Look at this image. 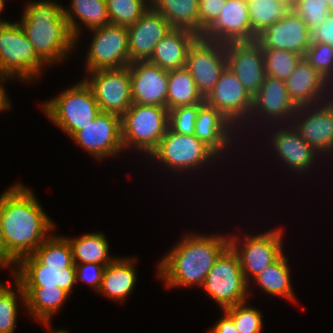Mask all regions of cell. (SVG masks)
I'll use <instances>...</instances> for the list:
<instances>
[{
	"instance_id": "1",
	"label": "cell",
	"mask_w": 333,
	"mask_h": 333,
	"mask_svg": "<svg viewBox=\"0 0 333 333\" xmlns=\"http://www.w3.org/2000/svg\"><path fill=\"white\" fill-rule=\"evenodd\" d=\"M41 206L33 192L20 182L0 195L5 261L12 269L53 233L55 224Z\"/></svg>"
},
{
	"instance_id": "2",
	"label": "cell",
	"mask_w": 333,
	"mask_h": 333,
	"mask_svg": "<svg viewBox=\"0 0 333 333\" xmlns=\"http://www.w3.org/2000/svg\"><path fill=\"white\" fill-rule=\"evenodd\" d=\"M164 255L157 275L165 286L201 288L215 261L230 246V237L189 233Z\"/></svg>"
},
{
	"instance_id": "3",
	"label": "cell",
	"mask_w": 333,
	"mask_h": 333,
	"mask_svg": "<svg viewBox=\"0 0 333 333\" xmlns=\"http://www.w3.org/2000/svg\"><path fill=\"white\" fill-rule=\"evenodd\" d=\"M57 3L52 0L29 1L18 21L36 54L47 65L62 61L76 46L63 6Z\"/></svg>"
},
{
	"instance_id": "4",
	"label": "cell",
	"mask_w": 333,
	"mask_h": 333,
	"mask_svg": "<svg viewBox=\"0 0 333 333\" xmlns=\"http://www.w3.org/2000/svg\"><path fill=\"white\" fill-rule=\"evenodd\" d=\"M41 107L49 120L69 137L82 130L101 111L91 87L83 79L45 101Z\"/></svg>"
},
{
	"instance_id": "5",
	"label": "cell",
	"mask_w": 333,
	"mask_h": 333,
	"mask_svg": "<svg viewBox=\"0 0 333 333\" xmlns=\"http://www.w3.org/2000/svg\"><path fill=\"white\" fill-rule=\"evenodd\" d=\"M168 126L169 110L166 107L132 103L121 116L124 150L132 146L149 156L159 145Z\"/></svg>"
},
{
	"instance_id": "6",
	"label": "cell",
	"mask_w": 333,
	"mask_h": 333,
	"mask_svg": "<svg viewBox=\"0 0 333 333\" xmlns=\"http://www.w3.org/2000/svg\"><path fill=\"white\" fill-rule=\"evenodd\" d=\"M45 65L18 22L0 23V75L32 83Z\"/></svg>"
},
{
	"instance_id": "7",
	"label": "cell",
	"mask_w": 333,
	"mask_h": 333,
	"mask_svg": "<svg viewBox=\"0 0 333 333\" xmlns=\"http://www.w3.org/2000/svg\"><path fill=\"white\" fill-rule=\"evenodd\" d=\"M202 287L222 311L247 302L249 283L245 280L238 255L230 246L215 261Z\"/></svg>"
},
{
	"instance_id": "8",
	"label": "cell",
	"mask_w": 333,
	"mask_h": 333,
	"mask_svg": "<svg viewBox=\"0 0 333 333\" xmlns=\"http://www.w3.org/2000/svg\"><path fill=\"white\" fill-rule=\"evenodd\" d=\"M171 172L182 173L200 170L213 163L219 156L194 135L177 134L169 128L157 148L149 155ZM218 157V158H216ZM212 160V162H211ZM193 169V170H192Z\"/></svg>"
},
{
	"instance_id": "9",
	"label": "cell",
	"mask_w": 333,
	"mask_h": 333,
	"mask_svg": "<svg viewBox=\"0 0 333 333\" xmlns=\"http://www.w3.org/2000/svg\"><path fill=\"white\" fill-rule=\"evenodd\" d=\"M93 33L86 53V72L123 68L130 64L129 34L126 26L106 24Z\"/></svg>"
},
{
	"instance_id": "10",
	"label": "cell",
	"mask_w": 333,
	"mask_h": 333,
	"mask_svg": "<svg viewBox=\"0 0 333 333\" xmlns=\"http://www.w3.org/2000/svg\"><path fill=\"white\" fill-rule=\"evenodd\" d=\"M282 236L281 227L257 235H246L242 243L235 235L229 236L230 247L238 255L242 272L249 286L251 279L284 254Z\"/></svg>"
},
{
	"instance_id": "11",
	"label": "cell",
	"mask_w": 333,
	"mask_h": 333,
	"mask_svg": "<svg viewBox=\"0 0 333 333\" xmlns=\"http://www.w3.org/2000/svg\"><path fill=\"white\" fill-rule=\"evenodd\" d=\"M227 66L226 44L198 36L191 44L185 67L205 99Z\"/></svg>"
},
{
	"instance_id": "12",
	"label": "cell",
	"mask_w": 333,
	"mask_h": 333,
	"mask_svg": "<svg viewBox=\"0 0 333 333\" xmlns=\"http://www.w3.org/2000/svg\"><path fill=\"white\" fill-rule=\"evenodd\" d=\"M88 73L84 80L91 87L100 110L121 117L133 103L128 66Z\"/></svg>"
},
{
	"instance_id": "13",
	"label": "cell",
	"mask_w": 333,
	"mask_h": 333,
	"mask_svg": "<svg viewBox=\"0 0 333 333\" xmlns=\"http://www.w3.org/2000/svg\"><path fill=\"white\" fill-rule=\"evenodd\" d=\"M204 100L240 128L239 131H242L241 126L248 124L253 109V96L227 66Z\"/></svg>"
},
{
	"instance_id": "14",
	"label": "cell",
	"mask_w": 333,
	"mask_h": 333,
	"mask_svg": "<svg viewBox=\"0 0 333 333\" xmlns=\"http://www.w3.org/2000/svg\"><path fill=\"white\" fill-rule=\"evenodd\" d=\"M291 124L321 156L332 154L333 97L315 105L298 107Z\"/></svg>"
},
{
	"instance_id": "15",
	"label": "cell",
	"mask_w": 333,
	"mask_h": 333,
	"mask_svg": "<svg viewBox=\"0 0 333 333\" xmlns=\"http://www.w3.org/2000/svg\"><path fill=\"white\" fill-rule=\"evenodd\" d=\"M70 138L82 149L103 160L119 154L123 148L121 139V117L100 111L96 118Z\"/></svg>"
},
{
	"instance_id": "16",
	"label": "cell",
	"mask_w": 333,
	"mask_h": 333,
	"mask_svg": "<svg viewBox=\"0 0 333 333\" xmlns=\"http://www.w3.org/2000/svg\"><path fill=\"white\" fill-rule=\"evenodd\" d=\"M262 49H280L295 52L304 57L311 45V30L292 9L276 23L257 36Z\"/></svg>"
},
{
	"instance_id": "17",
	"label": "cell",
	"mask_w": 333,
	"mask_h": 333,
	"mask_svg": "<svg viewBox=\"0 0 333 333\" xmlns=\"http://www.w3.org/2000/svg\"><path fill=\"white\" fill-rule=\"evenodd\" d=\"M297 108L289 96L285 82L266 75L262 86L253 97V109L249 121L259 116L263 118L265 124L268 122L267 126L274 122L276 125L278 123L281 125L283 122L290 124Z\"/></svg>"
},
{
	"instance_id": "18",
	"label": "cell",
	"mask_w": 333,
	"mask_h": 333,
	"mask_svg": "<svg viewBox=\"0 0 333 333\" xmlns=\"http://www.w3.org/2000/svg\"><path fill=\"white\" fill-rule=\"evenodd\" d=\"M226 58L227 67L254 97L266 76L261 46L256 41L226 44Z\"/></svg>"
},
{
	"instance_id": "19",
	"label": "cell",
	"mask_w": 333,
	"mask_h": 333,
	"mask_svg": "<svg viewBox=\"0 0 333 333\" xmlns=\"http://www.w3.org/2000/svg\"><path fill=\"white\" fill-rule=\"evenodd\" d=\"M202 37L223 44L256 41L246 0H226L220 15Z\"/></svg>"
},
{
	"instance_id": "20",
	"label": "cell",
	"mask_w": 333,
	"mask_h": 333,
	"mask_svg": "<svg viewBox=\"0 0 333 333\" xmlns=\"http://www.w3.org/2000/svg\"><path fill=\"white\" fill-rule=\"evenodd\" d=\"M131 75L132 102L167 108L169 71L148 61L128 65Z\"/></svg>"
},
{
	"instance_id": "21",
	"label": "cell",
	"mask_w": 333,
	"mask_h": 333,
	"mask_svg": "<svg viewBox=\"0 0 333 333\" xmlns=\"http://www.w3.org/2000/svg\"><path fill=\"white\" fill-rule=\"evenodd\" d=\"M284 82L297 107L315 105L333 96V86L303 57Z\"/></svg>"
},
{
	"instance_id": "22",
	"label": "cell",
	"mask_w": 333,
	"mask_h": 333,
	"mask_svg": "<svg viewBox=\"0 0 333 333\" xmlns=\"http://www.w3.org/2000/svg\"><path fill=\"white\" fill-rule=\"evenodd\" d=\"M285 125L277 124L278 129L276 131L274 129L273 135H271L270 141L273 143L274 155L276 154L277 158L292 172L296 171L295 175L297 173L303 175L314 166L313 164L320 154L300 136L291 123Z\"/></svg>"
},
{
	"instance_id": "23",
	"label": "cell",
	"mask_w": 333,
	"mask_h": 333,
	"mask_svg": "<svg viewBox=\"0 0 333 333\" xmlns=\"http://www.w3.org/2000/svg\"><path fill=\"white\" fill-rule=\"evenodd\" d=\"M172 29L159 12L150 7L136 23L127 27L130 63L148 61L157 43Z\"/></svg>"
},
{
	"instance_id": "24",
	"label": "cell",
	"mask_w": 333,
	"mask_h": 333,
	"mask_svg": "<svg viewBox=\"0 0 333 333\" xmlns=\"http://www.w3.org/2000/svg\"><path fill=\"white\" fill-rule=\"evenodd\" d=\"M12 273L23 287H58L69 295L76 284L75 267L40 265L31 255L24 257Z\"/></svg>"
},
{
	"instance_id": "25",
	"label": "cell",
	"mask_w": 333,
	"mask_h": 333,
	"mask_svg": "<svg viewBox=\"0 0 333 333\" xmlns=\"http://www.w3.org/2000/svg\"><path fill=\"white\" fill-rule=\"evenodd\" d=\"M231 121L206 102L199 108L195 121L194 136L209 146L217 155L222 156L231 147L232 132H239ZM230 145V146H229Z\"/></svg>"
},
{
	"instance_id": "26",
	"label": "cell",
	"mask_w": 333,
	"mask_h": 333,
	"mask_svg": "<svg viewBox=\"0 0 333 333\" xmlns=\"http://www.w3.org/2000/svg\"><path fill=\"white\" fill-rule=\"evenodd\" d=\"M197 37L193 31L173 28L157 43L148 62L167 71L184 68L188 50Z\"/></svg>"
},
{
	"instance_id": "27",
	"label": "cell",
	"mask_w": 333,
	"mask_h": 333,
	"mask_svg": "<svg viewBox=\"0 0 333 333\" xmlns=\"http://www.w3.org/2000/svg\"><path fill=\"white\" fill-rule=\"evenodd\" d=\"M132 258H117L106 266L99 293L123 303L134 290L137 281V271Z\"/></svg>"
},
{
	"instance_id": "28",
	"label": "cell",
	"mask_w": 333,
	"mask_h": 333,
	"mask_svg": "<svg viewBox=\"0 0 333 333\" xmlns=\"http://www.w3.org/2000/svg\"><path fill=\"white\" fill-rule=\"evenodd\" d=\"M25 294V309L32 317L49 329L53 315L59 311L70 296L58 287H23Z\"/></svg>"
},
{
	"instance_id": "29",
	"label": "cell",
	"mask_w": 333,
	"mask_h": 333,
	"mask_svg": "<svg viewBox=\"0 0 333 333\" xmlns=\"http://www.w3.org/2000/svg\"><path fill=\"white\" fill-rule=\"evenodd\" d=\"M70 2V8L66 9L63 6V14L72 35L76 39V44L79 38L78 35H81L79 21L89 30L110 23L106 0H71Z\"/></svg>"
},
{
	"instance_id": "30",
	"label": "cell",
	"mask_w": 333,
	"mask_h": 333,
	"mask_svg": "<svg viewBox=\"0 0 333 333\" xmlns=\"http://www.w3.org/2000/svg\"><path fill=\"white\" fill-rule=\"evenodd\" d=\"M172 28L187 29L199 36V0H150Z\"/></svg>"
},
{
	"instance_id": "31",
	"label": "cell",
	"mask_w": 333,
	"mask_h": 333,
	"mask_svg": "<svg viewBox=\"0 0 333 333\" xmlns=\"http://www.w3.org/2000/svg\"><path fill=\"white\" fill-rule=\"evenodd\" d=\"M66 238L72 248L74 264L97 263L107 266L115 259L110 257L108 239L103 232L87 233L80 238Z\"/></svg>"
},
{
	"instance_id": "32",
	"label": "cell",
	"mask_w": 333,
	"mask_h": 333,
	"mask_svg": "<svg viewBox=\"0 0 333 333\" xmlns=\"http://www.w3.org/2000/svg\"><path fill=\"white\" fill-rule=\"evenodd\" d=\"M288 259L283 254L276 262L267 266L254 280L266 294L295 300L290 279Z\"/></svg>"
},
{
	"instance_id": "33",
	"label": "cell",
	"mask_w": 333,
	"mask_h": 333,
	"mask_svg": "<svg viewBox=\"0 0 333 333\" xmlns=\"http://www.w3.org/2000/svg\"><path fill=\"white\" fill-rule=\"evenodd\" d=\"M203 96L198 92L195 80L186 68L169 71L167 90V109L180 106L204 104Z\"/></svg>"
},
{
	"instance_id": "34",
	"label": "cell",
	"mask_w": 333,
	"mask_h": 333,
	"mask_svg": "<svg viewBox=\"0 0 333 333\" xmlns=\"http://www.w3.org/2000/svg\"><path fill=\"white\" fill-rule=\"evenodd\" d=\"M246 2L251 29L256 36L284 17L291 9L281 0H246Z\"/></svg>"
},
{
	"instance_id": "35",
	"label": "cell",
	"mask_w": 333,
	"mask_h": 333,
	"mask_svg": "<svg viewBox=\"0 0 333 333\" xmlns=\"http://www.w3.org/2000/svg\"><path fill=\"white\" fill-rule=\"evenodd\" d=\"M40 264L46 266L75 267L72 248L64 236L51 235L31 254Z\"/></svg>"
},
{
	"instance_id": "36",
	"label": "cell",
	"mask_w": 333,
	"mask_h": 333,
	"mask_svg": "<svg viewBox=\"0 0 333 333\" xmlns=\"http://www.w3.org/2000/svg\"><path fill=\"white\" fill-rule=\"evenodd\" d=\"M13 280L16 284L17 293L10 286L0 282V333H14L19 307L17 296L18 299L21 298L25 306L23 286L14 276Z\"/></svg>"
},
{
	"instance_id": "37",
	"label": "cell",
	"mask_w": 333,
	"mask_h": 333,
	"mask_svg": "<svg viewBox=\"0 0 333 333\" xmlns=\"http://www.w3.org/2000/svg\"><path fill=\"white\" fill-rule=\"evenodd\" d=\"M111 24L130 26L151 7L150 0H106Z\"/></svg>"
},
{
	"instance_id": "38",
	"label": "cell",
	"mask_w": 333,
	"mask_h": 333,
	"mask_svg": "<svg viewBox=\"0 0 333 333\" xmlns=\"http://www.w3.org/2000/svg\"><path fill=\"white\" fill-rule=\"evenodd\" d=\"M264 57L265 75L285 81L293 72L301 55L280 49H262Z\"/></svg>"
},
{
	"instance_id": "39",
	"label": "cell",
	"mask_w": 333,
	"mask_h": 333,
	"mask_svg": "<svg viewBox=\"0 0 333 333\" xmlns=\"http://www.w3.org/2000/svg\"><path fill=\"white\" fill-rule=\"evenodd\" d=\"M246 303L234 305L223 311L234 320L239 333H261L263 328L262 313L259 309L248 306Z\"/></svg>"
},
{
	"instance_id": "40",
	"label": "cell",
	"mask_w": 333,
	"mask_h": 333,
	"mask_svg": "<svg viewBox=\"0 0 333 333\" xmlns=\"http://www.w3.org/2000/svg\"><path fill=\"white\" fill-rule=\"evenodd\" d=\"M333 86V47L324 43H311L303 57Z\"/></svg>"
},
{
	"instance_id": "41",
	"label": "cell",
	"mask_w": 333,
	"mask_h": 333,
	"mask_svg": "<svg viewBox=\"0 0 333 333\" xmlns=\"http://www.w3.org/2000/svg\"><path fill=\"white\" fill-rule=\"evenodd\" d=\"M310 30L321 25L330 14L327 0H299L292 8Z\"/></svg>"
},
{
	"instance_id": "42",
	"label": "cell",
	"mask_w": 333,
	"mask_h": 333,
	"mask_svg": "<svg viewBox=\"0 0 333 333\" xmlns=\"http://www.w3.org/2000/svg\"><path fill=\"white\" fill-rule=\"evenodd\" d=\"M203 104L180 106L169 110L168 128L183 135H194L198 110Z\"/></svg>"
},
{
	"instance_id": "43",
	"label": "cell",
	"mask_w": 333,
	"mask_h": 333,
	"mask_svg": "<svg viewBox=\"0 0 333 333\" xmlns=\"http://www.w3.org/2000/svg\"><path fill=\"white\" fill-rule=\"evenodd\" d=\"M225 3L226 0H199V36L216 21Z\"/></svg>"
},
{
	"instance_id": "44",
	"label": "cell",
	"mask_w": 333,
	"mask_h": 333,
	"mask_svg": "<svg viewBox=\"0 0 333 333\" xmlns=\"http://www.w3.org/2000/svg\"><path fill=\"white\" fill-rule=\"evenodd\" d=\"M106 266L97 263L75 264L76 284L84 281L96 292L99 291Z\"/></svg>"
},
{
	"instance_id": "45",
	"label": "cell",
	"mask_w": 333,
	"mask_h": 333,
	"mask_svg": "<svg viewBox=\"0 0 333 333\" xmlns=\"http://www.w3.org/2000/svg\"><path fill=\"white\" fill-rule=\"evenodd\" d=\"M311 43H324L333 47V14L330 13L325 21L311 30Z\"/></svg>"
},
{
	"instance_id": "46",
	"label": "cell",
	"mask_w": 333,
	"mask_h": 333,
	"mask_svg": "<svg viewBox=\"0 0 333 333\" xmlns=\"http://www.w3.org/2000/svg\"><path fill=\"white\" fill-rule=\"evenodd\" d=\"M223 312L224 316L220 317L208 333H239L234 320L225 311Z\"/></svg>"
},
{
	"instance_id": "47",
	"label": "cell",
	"mask_w": 333,
	"mask_h": 333,
	"mask_svg": "<svg viewBox=\"0 0 333 333\" xmlns=\"http://www.w3.org/2000/svg\"><path fill=\"white\" fill-rule=\"evenodd\" d=\"M13 80L12 78L8 77V76H4V75H0V113L1 111H6V110H10L11 108V102L10 99L7 95V93L5 92V87H4V82H6V80Z\"/></svg>"
},
{
	"instance_id": "48",
	"label": "cell",
	"mask_w": 333,
	"mask_h": 333,
	"mask_svg": "<svg viewBox=\"0 0 333 333\" xmlns=\"http://www.w3.org/2000/svg\"><path fill=\"white\" fill-rule=\"evenodd\" d=\"M0 256L5 260V241L3 237L1 223H0Z\"/></svg>"
},
{
	"instance_id": "49",
	"label": "cell",
	"mask_w": 333,
	"mask_h": 333,
	"mask_svg": "<svg viewBox=\"0 0 333 333\" xmlns=\"http://www.w3.org/2000/svg\"><path fill=\"white\" fill-rule=\"evenodd\" d=\"M2 267H6V268L10 267L11 268V266L0 256V269Z\"/></svg>"
},
{
	"instance_id": "50",
	"label": "cell",
	"mask_w": 333,
	"mask_h": 333,
	"mask_svg": "<svg viewBox=\"0 0 333 333\" xmlns=\"http://www.w3.org/2000/svg\"><path fill=\"white\" fill-rule=\"evenodd\" d=\"M5 0H0V13L1 11L5 8ZM7 22L6 20H3L2 18L0 19V23Z\"/></svg>"
},
{
	"instance_id": "51",
	"label": "cell",
	"mask_w": 333,
	"mask_h": 333,
	"mask_svg": "<svg viewBox=\"0 0 333 333\" xmlns=\"http://www.w3.org/2000/svg\"><path fill=\"white\" fill-rule=\"evenodd\" d=\"M287 3L291 8L299 1V0H281Z\"/></svg>"
},
{
	"instance_id": "52",
	"label": "cell",
	"mask_w": 333,
	"mask_h": 333,
	"mask_svg": "<svg viewBox=\"0 0 333 333\" xmlns=\"http://www.w3.org/2000/svg\"><path fill=\"white\" fill-rule=\"evenodd\" d=\"M47 333H68L66 330L58 329V330H49Z\"/></svg>"
},
{
	"instance_id": "53",
	"label": "cell",
	"mask_w": 333,
	"mask_h": 333,
	"mask_svg": "<svg viewBox=\"0 0 333 333\" xmlns=\"http://www.w3.org/2000/svg\"><path fill=\"white\" fill-rule=\"evenodd\" d=\"M329 6V12L333 14V0H327Z\"/></svg>"
}]
</instances>
